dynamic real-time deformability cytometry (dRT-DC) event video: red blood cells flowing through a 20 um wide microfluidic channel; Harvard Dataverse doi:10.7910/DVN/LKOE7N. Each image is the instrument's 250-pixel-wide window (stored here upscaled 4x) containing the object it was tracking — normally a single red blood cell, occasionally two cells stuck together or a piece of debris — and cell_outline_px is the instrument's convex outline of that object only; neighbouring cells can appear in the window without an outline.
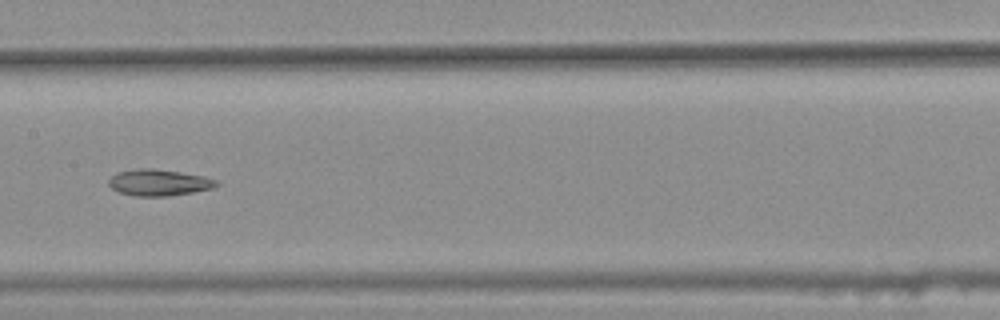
{"species": "common noctule bat (a hibernating species)", "species_latin": "Nyctalus noctula", "temperature_condition": "warm", "stored_images_in_passage": 46, "segment_of_instrument_passage": [2, 2], "camera_frame_rate_fps": 3000, "um_per_image_px": 0.085, "animal": {"sex": "female", "body_mass_g": 25.1}, "frame": {"image": 1, "passage_image": 27, "time_ms": 8.667, "image_size_px": [1000, 320], "cell_outline_px": [[220, 184], [212, 188], [192, 192], [168, 196], [136, 196], [120, 192], [112, 188], [108, 184], [108, 180], [116, 172], [136, 168], [152, 168], [180, 172], [204, 176], [220, 180]], "centroid_in_image_um": [13.52, 15.5], "position_along_channel_um": 193.9, "area_um2": 16.65}}
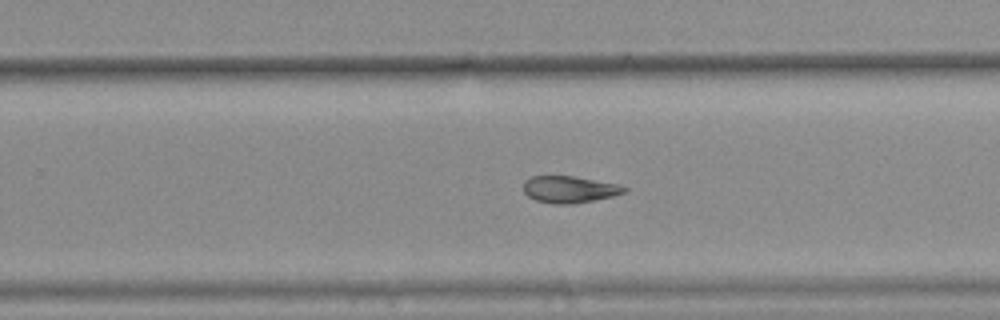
{"frame": {"image": 2, "passage_image": 34, "time_ms": 11.0, "image_size_px": [1000, 320], "cell_outline_px": [[628, 192], [612, 196], [592, 200], [568, 204], [552, 204], [536, 200], [528, 196], [524, 192], [524, 180], [532, 176], [572, 176], [616, 184], [628, 188]], "centroid_in_image_um": [48.38, 16.1], "position_along_channel_um": 281.4, "area_um2": 15.55}}
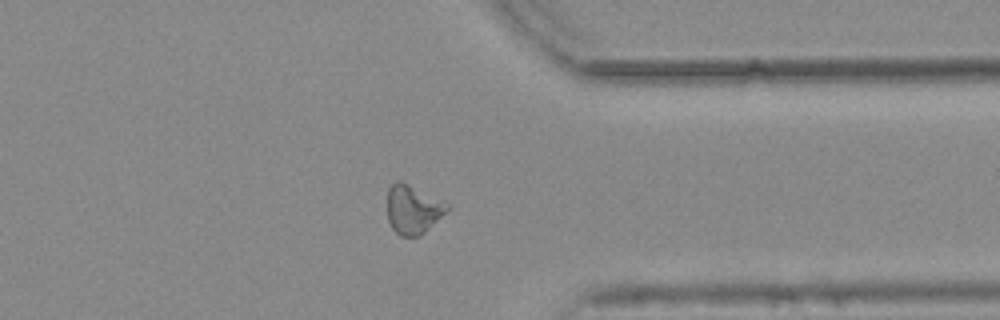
{"frame": {"image": 3, "passage_image": 42, "time_ms": 13.667, "image_size_px": [1000, 320], "cell_outline_px": [[448, 208], [420, 236], [400, 236], [392, 228], [388, 220], [388, 188], [392, 184], [400, 180], [448, 204]], "centroid_in_image_um": [35.04, 17.81], "position_along_channel_um": 376.4, "area_um2": 16.42}}